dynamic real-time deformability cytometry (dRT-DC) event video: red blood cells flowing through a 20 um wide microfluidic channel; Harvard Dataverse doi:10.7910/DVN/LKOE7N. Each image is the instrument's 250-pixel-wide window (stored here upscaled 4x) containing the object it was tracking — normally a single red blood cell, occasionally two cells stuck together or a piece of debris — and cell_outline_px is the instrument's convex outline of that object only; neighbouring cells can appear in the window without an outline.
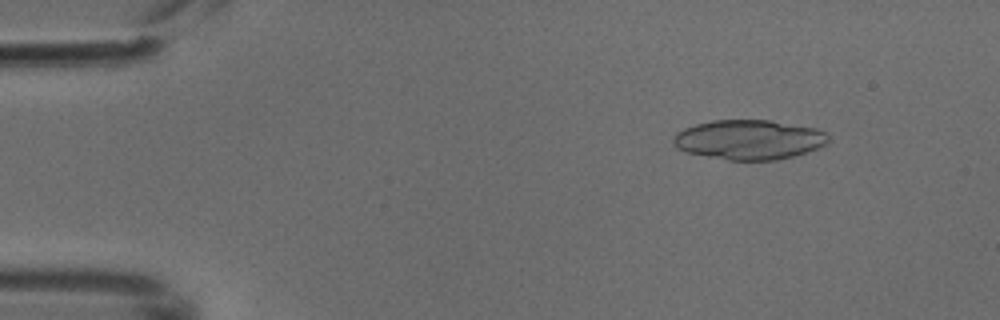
{"species": "common noctule bat (a hibernating species)", "species_latin": "Nyctalus noctula", "temperature_condition": "cold", "stored_images_in_passage": 5, "segment_of_instrument_passage": [1, 2], "camera_frame_rate_fps": 3000, "um_per_image_px": 0.085, "animal": {"sex": "male", "body_mass_g": 18.8}, "frame": {"image": 1, "passage_image": 2, "time_ms": 0.333, "image_size_px": [1000, 320], "cell_outline_px": [[828, 140], [824, 144], [816, 148], [792, 156], [776, 160], [728, 160], [688, 152], [676, 148], [672, 140], [676, 132], [684, 128], [696, 124], [712, 120], [772, 120], [816, 128], [824, 132], [828, 136]], "centroid_in_image_um": [63.63, 11.86], "position_along_channel_um": 21.4, "area_um2": 35.6}}